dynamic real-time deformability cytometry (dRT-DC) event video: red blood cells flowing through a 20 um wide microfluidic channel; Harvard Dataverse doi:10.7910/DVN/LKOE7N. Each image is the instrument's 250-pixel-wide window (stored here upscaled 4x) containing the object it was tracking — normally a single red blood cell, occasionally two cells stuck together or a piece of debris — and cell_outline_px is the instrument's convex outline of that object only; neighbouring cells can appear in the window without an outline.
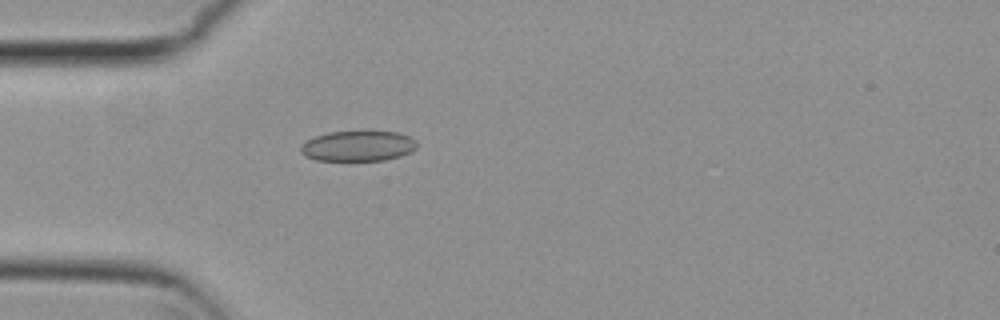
{"species": "common noctule bat (a hibernating species)", "species_latin": "Nyctalus noctula", "temperature_condition": "cold", "stored_images_in_passage": 39, "camera_frame_rate_fps": 3000, "um_per_image_px": 0.085, "animal": {"sex": "female", "body_mass_g": 29.2, "forearm_length_mm": 56.3}, "frame": {"image": 1, "passage_image": 1, "time_ms": 0.0, "image_size_px": [1000, 320], "cell_outline_px": [[416, 148], [400, 156], [384, 160], [316, 160], [304, 156], [300, 152], [300, 144], [316, 136], [328, 132], [396, 132], [408, 136], [416, 140]], "centroid_in_image_um": [30.39, 12.41], "position_along_channel_um": 54.6, "area_um2": 20.35}}
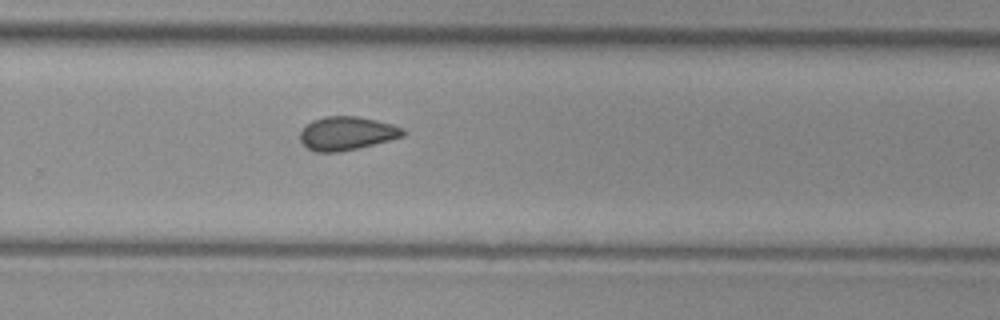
{"frame": {"image": 2, "passage_image": 21, "time_ms": 6.667, "image_size_px": [1000, 320], "cell_outline_px": [[408, 132], [404, 136], [340, 152], [316, 152], [308, 148], [300, 140], [300, 132], [312, 120], [324, 116], [356, 116], [376, 120], [392, 124], [404, 128]], "centroid_in_image_um": [29.49, 11.32], "position_along_channel_um": 300.3, "area_um2": 20.0}}
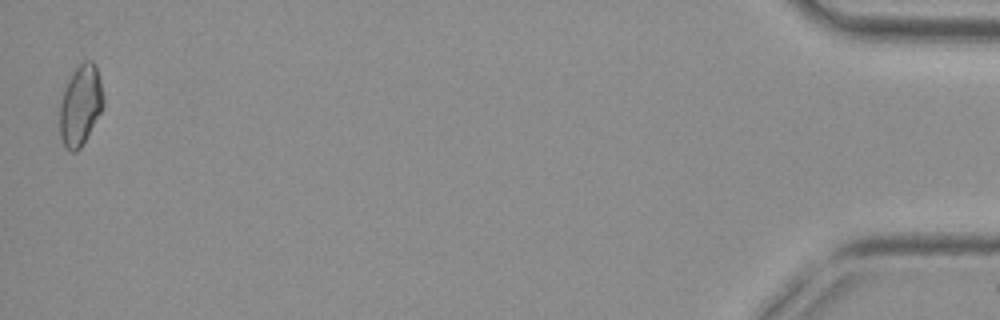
{"frame": {"image": 3, "passage_image": 39, "time_ms": 12.667, "image_size_px": [1000, 320], "cell_outline_px": [[104, 104], [100, 112], [80, 148], [76, 152], [68, 152], [64, 148], [60, 136], [60, 104], [64, 88], [72, 72], [84, 60], [92, 60], [96, 64], [104, 96]], "centroid_in_image_um": [6.83, 8.94], "position_along_channel_um": 428.4, "area_um2": 20.46}, "authors_computed_cell_mechanics": {"area_um2": 19.941, "velocity_mm_per_s": 3.7823, "shape_relaxation_time_tau1_ms": null, "shape_relaxation_time_tau2_ms": 4.2509, "deformation_change_tau1": null, "deformation_change_tau2": 0.0901}}